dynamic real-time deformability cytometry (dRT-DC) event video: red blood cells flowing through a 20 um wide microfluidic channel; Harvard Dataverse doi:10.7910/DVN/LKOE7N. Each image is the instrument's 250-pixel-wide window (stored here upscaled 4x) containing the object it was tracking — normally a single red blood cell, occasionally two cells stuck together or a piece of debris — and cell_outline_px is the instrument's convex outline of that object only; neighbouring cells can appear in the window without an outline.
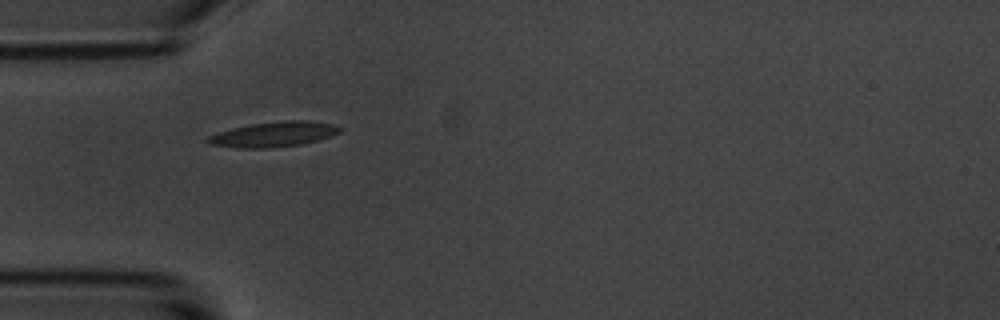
{"species": "common noctule bat (a hibernating species)", "species_latin": "Nyctalus noctula", "temperature_condition": "room temperature", "stored_images_in_passage": 4, "camera_frame_rate_fps": 3000, "um_per_image_px": 0.085, "animal": {"sex": "male", "body_mass_g": 20.1, "forearm_length_mm": 53.5}, "frame": {"image": 1, "passage_image": 1, "time_ms": 0.0, "image_size_px": [1000, 320], "cell_outline_px": [[344, 128], [340, 132], [316, 140], [300, 144], [268, 148], [236, 148], [208, 144], [204, 140], [208, 136], [232, 128], [252, 124], [284, 120], [308, 120], [332, 124]], "centroid_in_image_um": [23.23, 11.41], "position_along_channel_um": 61.8, "area_um2": 19.19}}
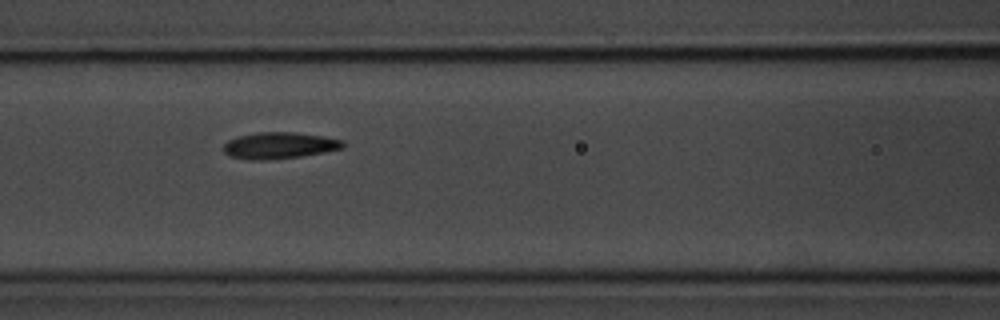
{"frame": {"image": 2, "passage_image": 3, "time_ms": 2.333, "image_size_px": [1000, 320], "cell_outline_px": [[344, 148], [324, 152], [300, 156], [260, 160], [252, 160], [228, 156], [224, 152], [224, 144], [228, 140], [236, 136], [260, 132], [296, 132], [324, 136], [344, 140]], "centroid_in_image_um": [23.74, 12.35], "position_along_channel_um": 142.9, "area_um2": 18.44}}
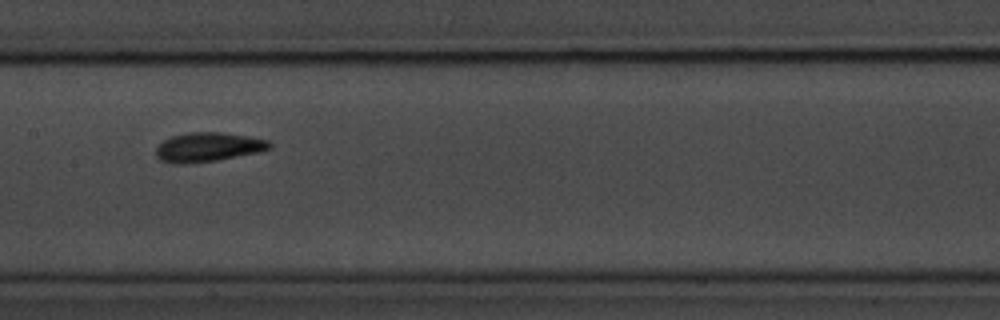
{"frame": {"image": 3, "passage_image": 4, "time_ms": 3.667, "image_size_px": [1000, 320], "cell_outline_px": [[272, 148], [260, 152], [216, 160], [184, 164], [172, 164], [160, 160], [156, 156], [156, 148], [164, 140], [172, 136], [188, 132], [224, 132], [268, 140], [272, 144]], "centroid_in_image_um": [17.69, 12.5], "position_along_channel_um": 189.7, "area_um2": 19.42}}